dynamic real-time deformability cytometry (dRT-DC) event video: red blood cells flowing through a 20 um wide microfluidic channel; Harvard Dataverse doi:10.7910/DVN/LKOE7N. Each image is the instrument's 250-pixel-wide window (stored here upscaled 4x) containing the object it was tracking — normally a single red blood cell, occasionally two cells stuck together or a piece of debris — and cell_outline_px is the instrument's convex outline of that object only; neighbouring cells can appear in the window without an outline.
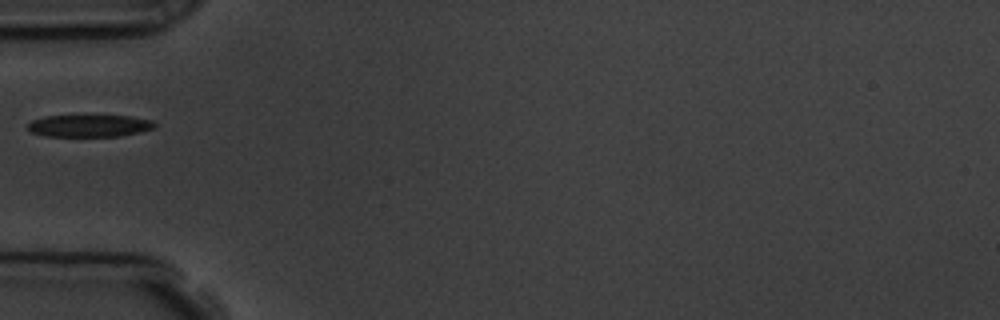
{"species": "common noctule bat (a hibernating species)", "species_latin": "Nyctalus noctula", "temperature_condition": "room temperature", "stored_images_in_passage": 3, "camera_frame_rate_fps": 3000, "um_per_image_px": 0.085, "animal": {"sex": "male", "body_mass_g": 19.5, "forearm_length_mm": 54.6}, "frame": {"image": 1, "passage_image": 1, "time_ms": 0.0, "image_size_px": [1000, 320], "cell_outline_px": [[156, 128], [140, 132], [120, 136], [44, 136], [32, 132], [28, 128], [28, 124], [32, 120], [44, 116], [128, 116], [152, 120], [156, 124]], "centroid_in_image_um": [7.62, 10.69], "position_along_channel_um": 77.4, "area_um2": 16.3}}
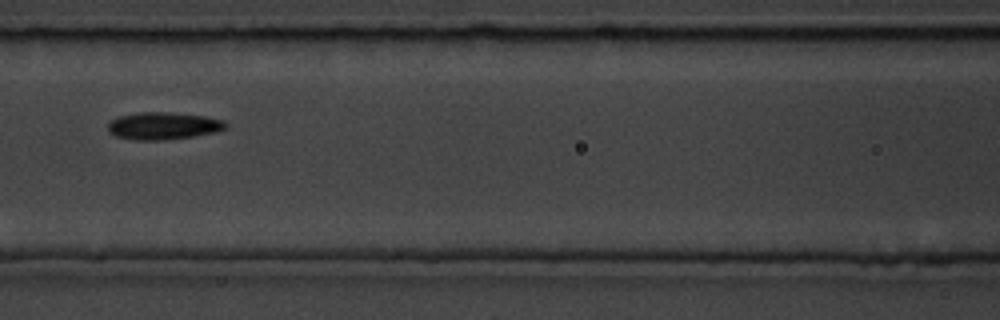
{"frame": {"image": 2, "passage_image": 3, "time_ms": 2.0, "image_size_px": [1000, 320], "cell_outline_px": [[228, 124], [224, 128], [216, 132], [192, 136], [164, 140], [136, 140], [112, 136], [108, 132], [108, 124], [116, 116], [140, 112], [168, 112], [204, 116], [224, 120]], "centroid_in_image_um": [13.83, 10.7], "position_along_channel_um": 152.8, "area_um2": 18.84}}